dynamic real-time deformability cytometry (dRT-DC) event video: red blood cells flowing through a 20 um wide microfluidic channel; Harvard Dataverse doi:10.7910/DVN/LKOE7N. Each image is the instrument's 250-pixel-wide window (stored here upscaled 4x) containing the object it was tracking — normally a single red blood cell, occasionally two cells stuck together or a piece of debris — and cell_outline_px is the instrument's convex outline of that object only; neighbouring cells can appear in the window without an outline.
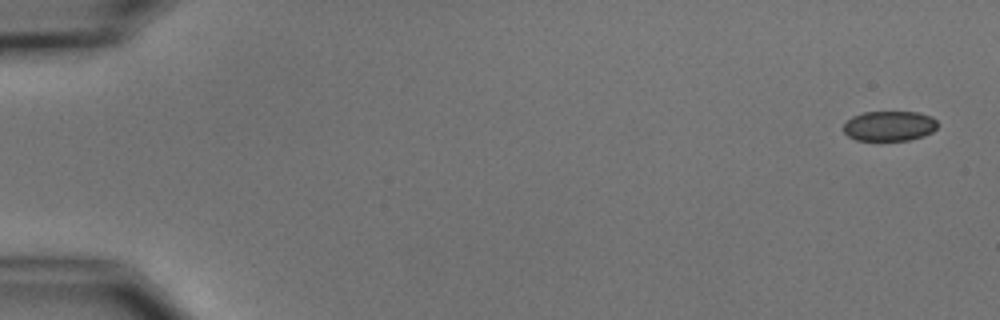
{"species": "common noctule bat (a hibernating species)", "species_latin": "Nyctalus noctula", "temperature_condition": "cold", "stored_images_in_passage": 6, "camera_frame_rate_fps": 3000, "um_per_image_px": 0.085, "animal": {"sex": "male", "body_mass_g": 15.6}, "frame": {"image": 1, "passage_image": 1, "time_ms": 0.0, "image_size_px": [1000, 320], "cell_outline_px": [[940, 124], [932, 132], [924, 136], [908, 140], [856, 140], [848, 136], [844, 132], [844, 124], [852, 116], [864, 112], [920, 112], [932, 116]], "centroid_in_image_um": [75.63, 10.7], "position_along_channel_um": 9.4, "area_um2": 16.59}}
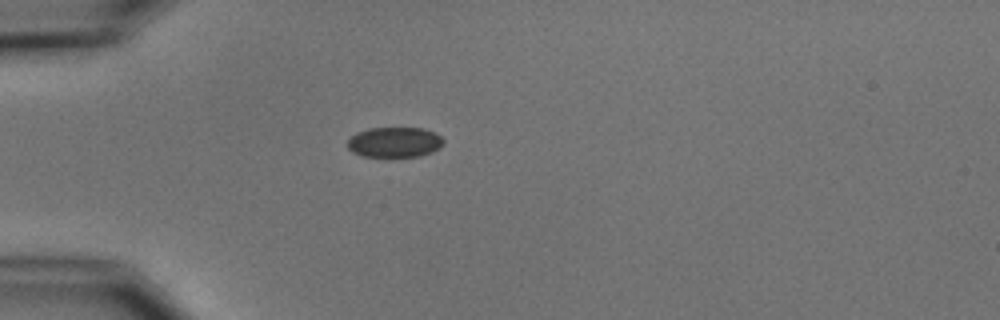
{"frame": {"image": 2, "passage_image": 5, "time_ms": 4.667, "image_size_px": [1000, 320], "cell_outline_px": [[444, 144], [440, 148], [432, 152], [420, 156], [392, 160], [360, 156], [352, 152], [348, 148], [348, 140], [356, 132], [368, 128], [424, 128], [436, 132], [444, 140]], "centroid_in_image_um": [33.54, 12.14], "position_along_channel_um": 51.5, "area_um2": 17.92}}